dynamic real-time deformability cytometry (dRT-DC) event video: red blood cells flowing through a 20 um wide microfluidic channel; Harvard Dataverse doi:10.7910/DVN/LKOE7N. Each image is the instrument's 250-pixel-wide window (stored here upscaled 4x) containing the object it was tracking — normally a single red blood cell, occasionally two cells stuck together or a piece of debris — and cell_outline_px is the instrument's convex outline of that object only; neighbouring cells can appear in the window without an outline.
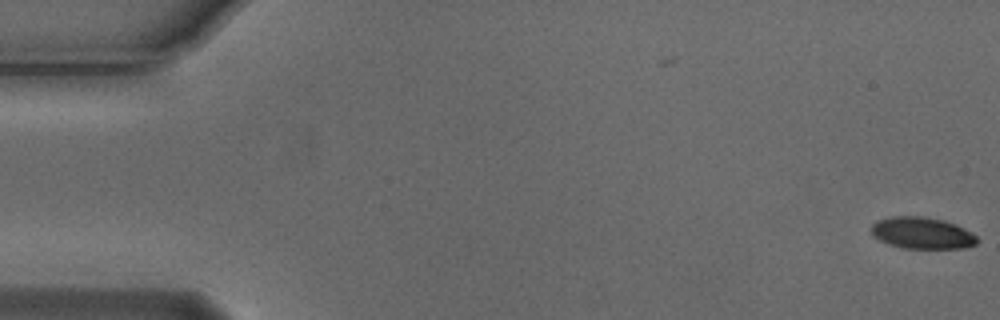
{"species": "Egyptian fruit bat (a non-hibernating species)", "species_latin": "Rousettus aegyptiacus", "temperature_condition": "cold", "stored_images_in_passage": 55, "camera_frame_rate_fps": 3000, "um_per_image_px": 0.085, "animal": {"sex": "male"}, "frame": {"image": 1, "passage_image": 1, "time_ms": 0.0, "image_size_px": [1000, 320], "cell_outline_px": [[980, 240], [976, 244], [964, 248], [904, 248], [880, 240], [872, 236], [872, 224], [876, 220], [892, 216], [924, 216], [944, 220], [956, 224], [964, 228], [976, 236]], "centroid_in_image_um": [78.39, 19.79], "position_along_channel_um": 6.6, "area_um2": 19.54}}
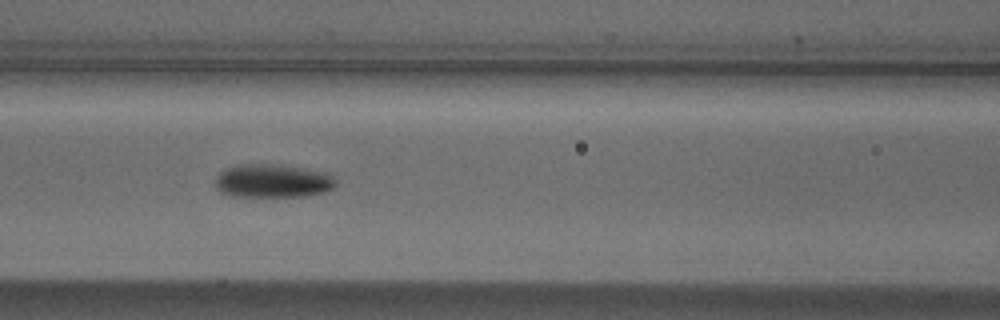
{"frame": {"image": 2, "passage_image": 24, "time_ms": 7.667, "image_size_px": [1000, 320], "cell_outline_px": [[336, 184], [332, 188], [324, 192], [304, 196], [232, 196], [220, 192], [216, 188], [216, 176], [224, 168], [236, 164], [272, 164], [304, 168], [328, 172], [336, 180]], "centroid_in_image_um": [23.16, 15.37], "position_along_channel_um": 143.4, "area_um2": 23.64}}
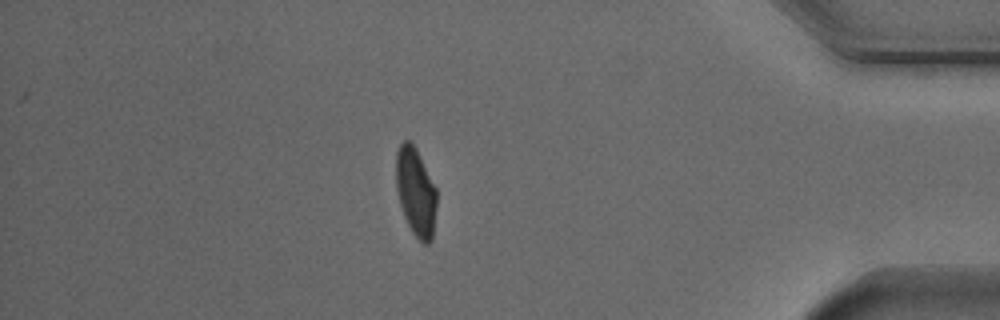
{"frame": {"image": 3, "passage_image": 48, "time_ms": 15.667, "image_size_px": [1000, 320], "cell_outline_px": [[436, 204], [432, 240], [428, 244], [424, 244], [412, 232], [404, 216], [400, 204], [396, 188], [396, 152], [400, 144], [404, 140], [408, 140], [416, 148], [436, 188]], "centroid_in_image_um": [35.33, 16.31], "position_along_channel_um": 399.9, "area_um2": 20.75}, "authors_computed_cell_mechanics": {"area_um2": 21.2126, "velocity_mm_per_s": 3.7257, "shape_relaxation_time_tau1_ms": 2.2463, "shape_relaxation_time_tau2_ms": 2.6785, "deformation_change_tau1": 0.1232, "deformation_change_tau2": 0.0542}}